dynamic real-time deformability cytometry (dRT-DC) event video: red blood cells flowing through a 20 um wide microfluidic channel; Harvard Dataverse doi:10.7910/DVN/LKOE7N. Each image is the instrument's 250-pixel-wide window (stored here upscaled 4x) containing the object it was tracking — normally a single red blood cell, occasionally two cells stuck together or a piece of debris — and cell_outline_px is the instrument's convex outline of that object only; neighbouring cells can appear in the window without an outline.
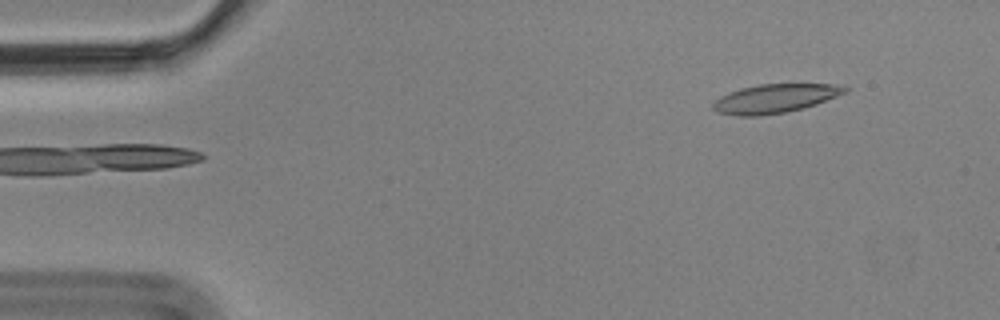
{"species": "Egyptian fruit bat (a non-hibernating species)", "species_latin": "Rousettus aegyptiacus", "temperature_condition": "cold", "stored_images_in_passage": 5, "camera_frame_rate_fps": 3000, "um_per_image_px": 0.085, "animal": {"sex": "male"}, "frame": {"image": 1, "passage_image": 1, "time_ms": 0.0, "image_size_px": [1000, 320], "cell_outline_px": [[848, 92], [816, 104], [804, 108], [784, 112], [760, 116], [740, 116], [720, 112], [712, 108], [712, 104], [720, 96], [728, 92], [740, 88], [760, 84], [832, 84], [848, 88]], "centroid_in_image_um": [65.87, 8.37], "position_along_channel_um": 19.1, "area_um2": 22.02}}
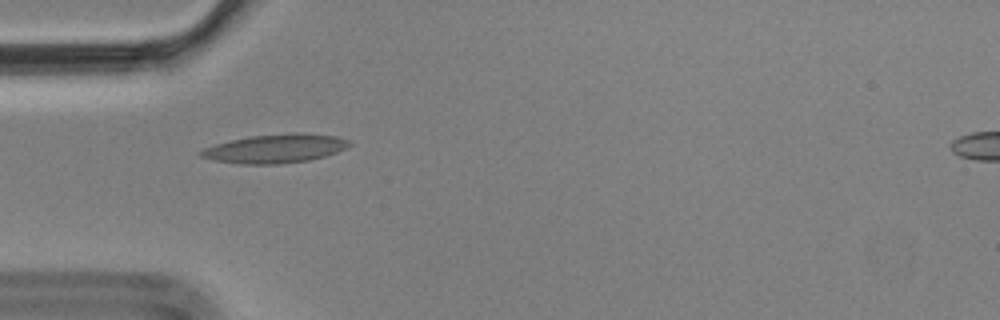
{"frame": {"image": 2, "passage_image": 4, "time_ms": 1.0, "image_size_px": [1000, 320], "cell_outline_px": [[352, 144], [336, 152], [324, 156], [308, 160], [280, 164], [236, 164], [212, 160], [200, 156], [196, 152], [204, 148], [216, 144], [248, 136], [296, 132], [304, 132], [336, 136], [348, 140]], "centroid_in_image_um": [23.36, 12.62], "position_along_channel_um": 61.6, "area_um2": 25.03}}